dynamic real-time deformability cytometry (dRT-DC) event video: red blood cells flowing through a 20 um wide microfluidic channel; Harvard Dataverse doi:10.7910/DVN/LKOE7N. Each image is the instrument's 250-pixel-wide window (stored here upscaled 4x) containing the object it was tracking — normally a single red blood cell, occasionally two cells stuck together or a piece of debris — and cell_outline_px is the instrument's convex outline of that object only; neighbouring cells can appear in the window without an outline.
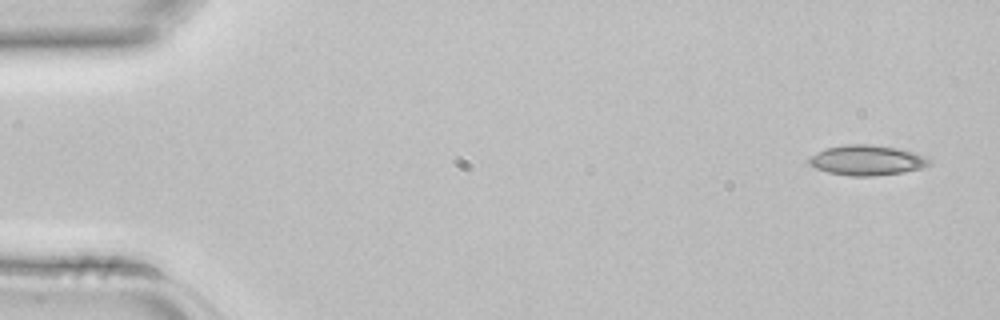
{"species": "common noctule bat (a hibernating species)", "species_latin": "Nyctalus noctula", "temperature_condition": "room temperature", "stored_images_in_passage": 4, "camera_frame_rate_fps": 3000, "um_per_image_px": 0.085, "animal": {"sex": "female", "body_mass_g": 22.7, "forearm_length_mm": 54.2}, "frame": {"image": 1, "passage_image": 1, "time_ms": 0.0, "image_size_px": [1000, 320], "cell_outline_px": [[932, 164], [924, 168], [904, 172], [872, 176], [848, 176], [828, 172], [816, 168], [808, 164], [808, 160], [812, 156], [828, 148], [844, 144], [872, 144], [900, 148], [924, 156], [932, 160]], "centroid_in_image_um": [73.75, 13.62], "position_along_channel_um": 11.3, "area_um2": 21.21}}
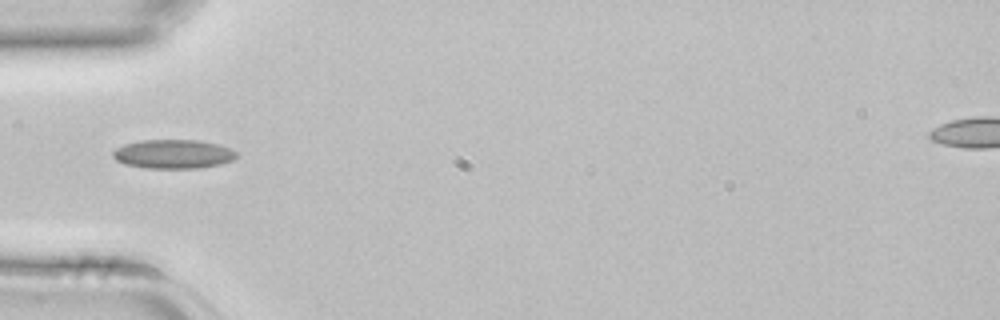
{"frame": {"image": 2, "passage_image": 4, "time_ms": 1.0, "image_size_px": [1000, 320], "cell_outline_px": [[240, 156], [232, 160], [220, 164], [200, 168], [144, 168], [124, 164], [116, 160], [112, 156], [112, 152], [116, 148], [124, 144], [140, 140], [200, 140], [216, 144], [240, 152]], "centroid_in_image_um": [14.73, 13.09], "position_along_channel_um": 70.3, "area_um2": 21.1}}